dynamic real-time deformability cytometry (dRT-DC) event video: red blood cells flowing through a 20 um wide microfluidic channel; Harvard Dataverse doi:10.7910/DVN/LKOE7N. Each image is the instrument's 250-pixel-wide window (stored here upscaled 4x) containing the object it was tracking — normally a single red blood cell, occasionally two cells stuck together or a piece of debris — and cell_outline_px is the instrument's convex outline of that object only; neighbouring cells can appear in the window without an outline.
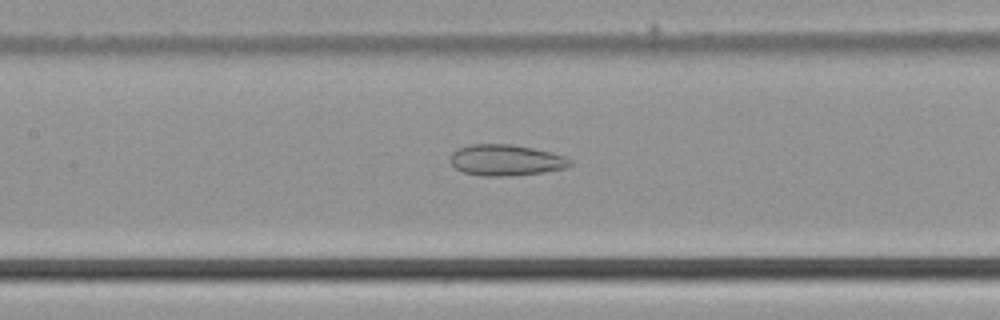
{"species": "common noctule bat (a hibernating species)", "species_latin": "Nyctalus noctula", "temperature_condition": "cold", "stored_images_in_passage": 50, "camera_frame_rate_fps": 3000, "um_per_image_px": 0.085, "animal": {"sex": "male", "body_mass_g": 21.5, "forearm_length_mm": 52.0}, "frame": {"image": 1, "passage_image": 23, "time_ms": 7.333, "image_size_px": [1000, 320], "cell_outline_px": [[572, 164], [564, 168], [544, 172], [508, 176], [484, 176], [464, 172], [456, 168], [452, 164], [452, 152], [468, 144], [512, 144], [552, 152], [564, 156], [572, 160]], "centroid_in_image_um": [43.03, 13.61], "position_along_channel_um": 164.4, "area_um2": 21.56}}
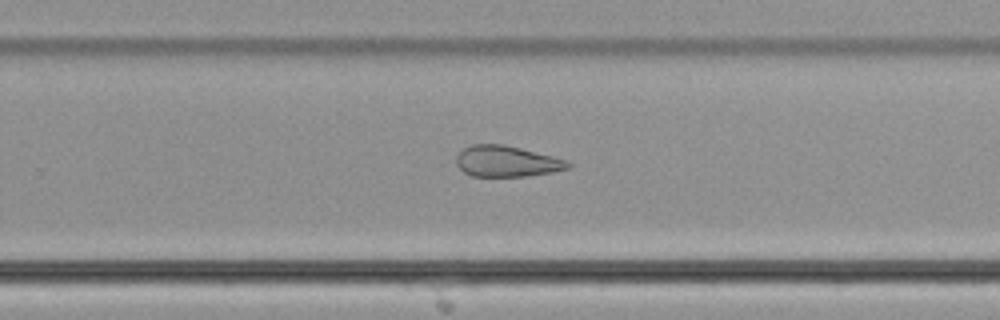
{"frame": {"image": 2, "passage_image": 32, "time_ms": 10.333, "image_size_px": [1000, 320], "cell_outline_px": [[572, 168], [552, 172], [528, 176], [472, 176], [464, 172], [456, 164], [456, 156], [464, 148], [472, 144], [504, 144], [568, 160], [572, 164]], "centroid_in_image_um": [43.1, 13.71], "position_along_channel_um": 286.7, "area_um2": 20.23}}
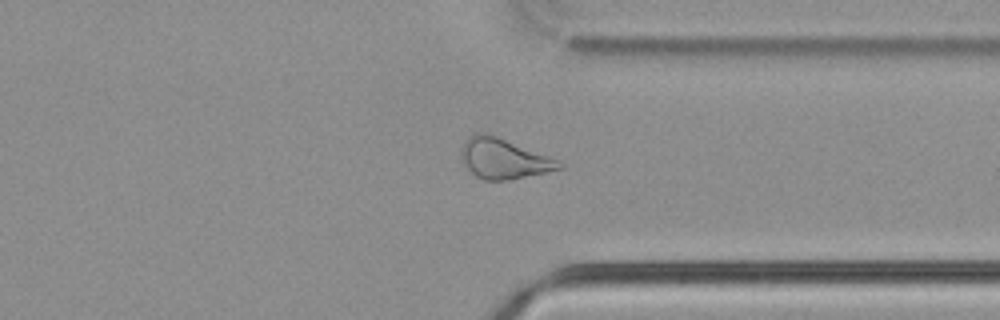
{"frame": {"image": 3, "passage_image": 38, "time_ms": 12.333, "image_size_px": [1000, 320], "cell_outline_px": [[564, 168], [508, 180], [484, 180], [476, 176], [468, 168], [460, 156], [460, 152], [464, 140], [472, 132], [480, 132], [496, 136], [560, 160], [564, 164]], "centroid_in_image_um": [42.8, 13.47], "position_along_channel_um": 368.6, "area_um2": 22.89}}